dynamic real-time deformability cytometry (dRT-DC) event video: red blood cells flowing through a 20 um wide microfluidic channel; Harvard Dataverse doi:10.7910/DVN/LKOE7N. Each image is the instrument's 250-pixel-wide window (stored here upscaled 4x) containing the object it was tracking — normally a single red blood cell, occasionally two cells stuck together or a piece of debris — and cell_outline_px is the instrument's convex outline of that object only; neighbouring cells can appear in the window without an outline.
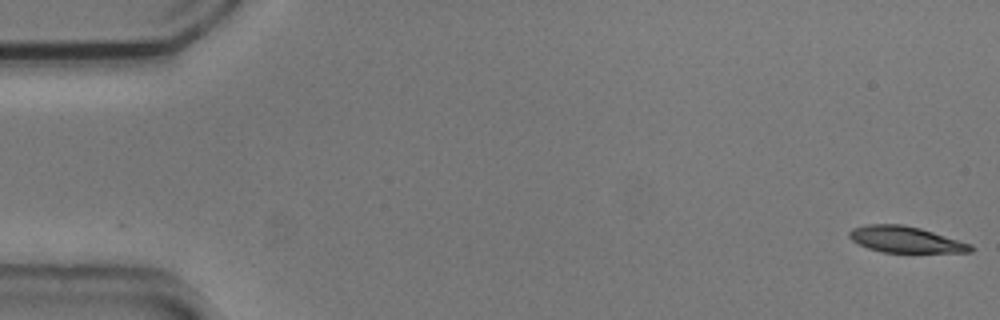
{"species": "common noctule bat (a hibernating species)", "species_latin": "Nyctalus noctula", "temperature_condition": "cold", "stored_images_in_passage": 2, "camera_frame_rate_fps": 3000, "um_per_image_px": 0.085, "animal": {"sex": "male", "body_mass_g": 20.5, "forearm_length_mm": 52.5}, "frame": {"image": 1, "passage_image": 2, "time_ms": 0.333, "image_size_px": [1000, 320], "cell_outline_px": [[976, 248], [972, 252], [884, 252], [868, 248], [852, 240], [848, 236], [848, 232], [852, 228], [868, 224], [904, 224], [920, 228], [972, 244]], "centroid_in_image_um": [76.99, 20.35], "position_along_channel_um": 8.0, "area_um2": 18.5}}